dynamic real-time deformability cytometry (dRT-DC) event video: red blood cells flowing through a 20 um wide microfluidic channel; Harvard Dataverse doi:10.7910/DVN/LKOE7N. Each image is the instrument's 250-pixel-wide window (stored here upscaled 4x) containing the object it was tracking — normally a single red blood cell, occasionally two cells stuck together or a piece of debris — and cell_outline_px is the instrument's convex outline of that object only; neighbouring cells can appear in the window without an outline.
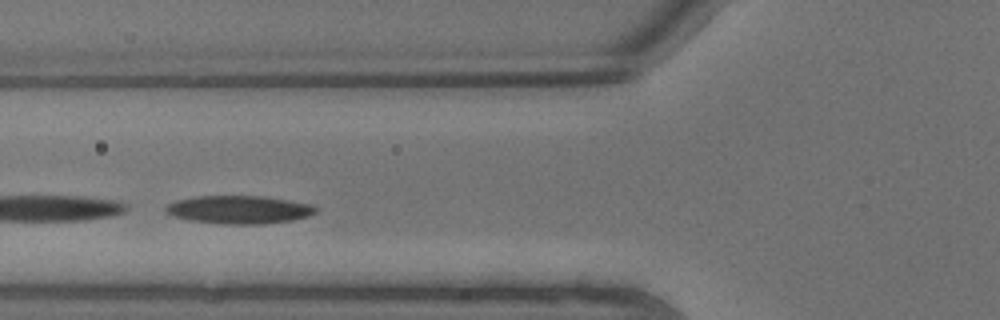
{"species": "common noctule bat (a hibernating species)", "species_latin": "Nyctalus noctula", "temperature_condition": "warm", "stored_images_in_passage": 4, "camera_frame_rate_fps": 3000, "um_per_image_px": 0.085, "animal": {"sex": "male", "body_mass_g": 13.3}, "frame": {"image": 1, "passage_image": 3, "time_ms": 0.667, "image_size_px": [1000, 320], "cell_outline_px": [[320, 208], [316, 212], [308, 216], [292, 220], [260, 224], [228, 224], [188, 220], [172, 216], [164, 212], [164, 208], [168, 204], [176, 200], [196, 196], [260, 196], [288, 200], [312, 204]], "centroid_in_image_um": [20.31, 17.82], "position_along_channel_um": 105.5, "area_um2": 24.62}}
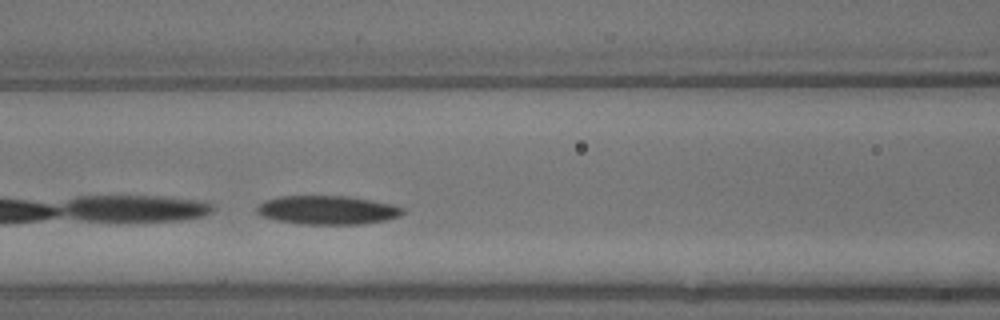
{"frame": {"image": 2, "passage_image": 4, "time_ms": 1.0, "image_size_px": [1000, 320], "cell_outline_px": [[404, 212], [400, 216], [384, 220], [360, 224], [304, 224], [280, 220], [260, 216], [256, 212], [256, 208], [264, 200], [280, 196], [348, 196], [396, 204], [404, 208]], "centroid_in_image_um": [27.86, 17.84], "position_along_channel_um": 138.7, "area_um2": 24.45}}